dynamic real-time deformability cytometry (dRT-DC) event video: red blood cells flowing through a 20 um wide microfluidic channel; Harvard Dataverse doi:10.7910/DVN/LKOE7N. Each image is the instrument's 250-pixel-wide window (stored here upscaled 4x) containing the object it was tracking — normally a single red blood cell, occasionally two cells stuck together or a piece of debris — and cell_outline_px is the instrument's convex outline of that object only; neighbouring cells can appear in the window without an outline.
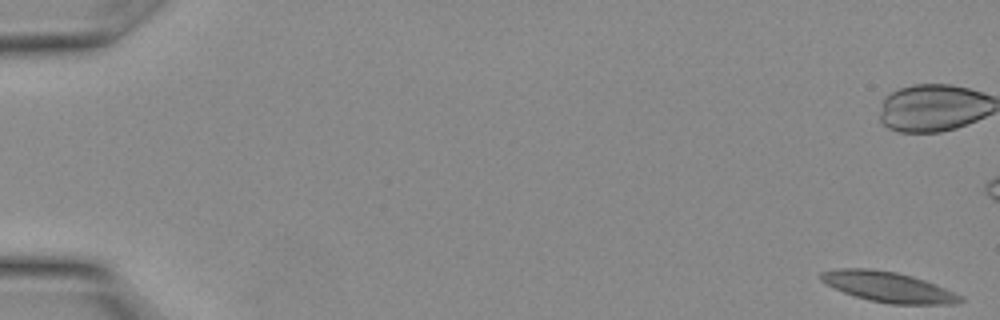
{"species": "Egyptian fruit bat (a non-hibernating species)", "species_latin": "Rousettus aegyptiacus", "temperature_condition": "warm", "stored_images_in_passage": 21, "camera_frame_rate_fps": 3000, "um_per_image_px": 0.085, "animal": {"sex": "female"}, "frame": {"image": 1, "passage_image": 1, "time_ms": 0.0, "image_size_px": [1000, 320], "cell_outline_px": [[964, 300], [956, 304], [888, 304], [868, 300], [844, 292], [820, 280], [820, 272], [840, 268], [868, 268], [896, 272], [912, 276], [936, 284], [964, 296]], "centroid_in_image_um": [75.54, 24.39], "position_along_channel_um": 9.5, "area_um2": 24.62}}